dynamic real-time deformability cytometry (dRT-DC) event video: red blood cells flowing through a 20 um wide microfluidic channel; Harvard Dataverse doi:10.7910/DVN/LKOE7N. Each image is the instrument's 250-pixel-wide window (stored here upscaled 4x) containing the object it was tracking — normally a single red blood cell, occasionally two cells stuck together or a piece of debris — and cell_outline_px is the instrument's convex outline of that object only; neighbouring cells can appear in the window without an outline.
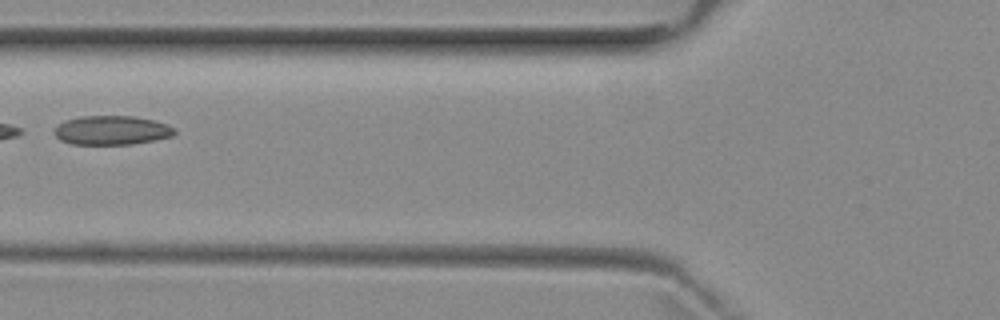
{"species": "common noctule bat (a hibernating species)", "species_latin": "Nyctalus noctula", "temperature_condition": "room temperature", "stored_images_in_passage": 4, "camera_frame_rate_fps": 3000, "um_per_image_px": 0.085, "animal": {"sex": "female", "body_mass_g": 29.2, "forearm_length_mm": 56.3}, "frame": {"image": 1, "passage_image": 4, "time_ms": 4.333, "image_size_px": [1000, 320], "cell_outline_px": [[176, 132], [172, 136], [132, 144], [72, 144], [60, 140], [52, 132], [56, 124], [64, 120], [80, 116], [132, 116], [152, 120], [168, 124], [176, 128]], "centroid_in_image_um": [9.45, 11.06], "position_along_channel_um": 116.4, "area_um2": 20.52}}